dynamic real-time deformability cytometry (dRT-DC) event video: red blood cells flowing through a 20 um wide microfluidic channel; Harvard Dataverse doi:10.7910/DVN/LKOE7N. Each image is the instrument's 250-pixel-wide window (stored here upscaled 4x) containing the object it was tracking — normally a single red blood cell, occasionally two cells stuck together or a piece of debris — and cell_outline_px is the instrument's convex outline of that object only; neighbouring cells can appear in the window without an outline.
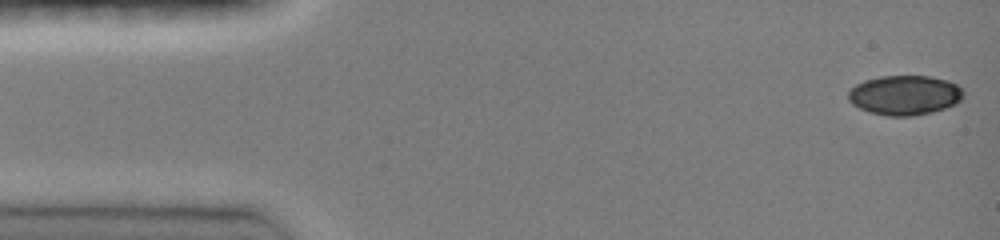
{"species": "common noctule bat (a hibernating species)", "species_latin": "Nyctalus noctula", "temperature_condition": "room temperature", "stored_images_in_passage": 47, "camera_frame_rate_fps": 3000, "um_per_image_px": 0.085, "animal": {"sex": "female", "body_mass_g": 19.0, "forearm_length_mm": 51.5}, "frame": {"image": 1, "passage_image": 1, "time_ms": 0.0, "image_size_px": [1000, 240], "cell_outline_px": [[964, 96], [956, 104], [932, 112], [912, 116], [888, 116], [868, 112], [852, 104], [848, 100], [848, 92], [856, 84], [864, 80], [880, 76], [928, 76], [948, 80], [956, 84], [964, 92]], "centroid_in_image_um": [76.89, 8.09], "position_along_channel_um": 8.1, "area_um2": 26.7}}
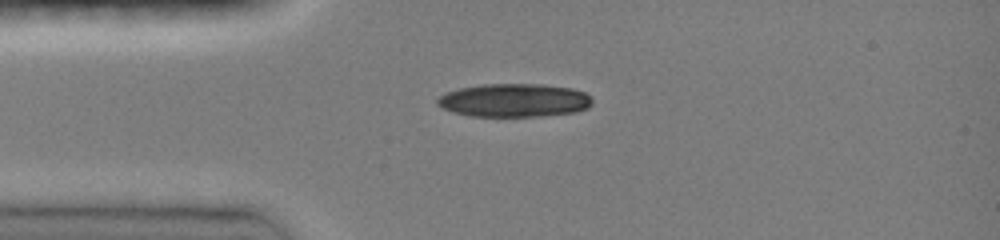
{"frame": {"image": 2, "passage_image": 11, "time_ms": 3.333, "image_size_px": [1000, 240], "cell_outline_px": [[592, 104], [588, 108], [576, 112], [540, 116], [472, 116], [452, 112], [436, 104], [436, 100], [440, 96], [448, 92], [460, 88], [484, 84], [540, 84], [572, 88], [584, 92], [592, 96]], "centroid_in_image_um": [43.74, 8.53], "position_along_channel_um": 41.3, "area_um2": 30.11}}
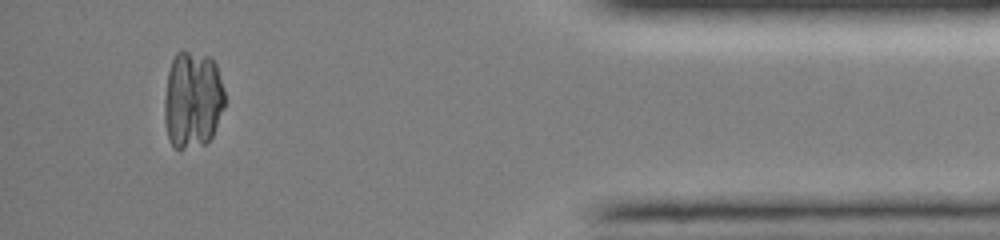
{"frame": {"image": 3, "passage_image": 43, "time_ms": 14.0, "image_size_px": [1000, 240], "cell_outline_px": [[224, 108], [212, 136], [204, 144], [184, 148], [176, 148], [168, 140], [164, 120], [164, 100], [168, 72], [172, 60], [176, 52], [188, 52], [212, 56], [216, 64], [224, 88]], "centroid_in_image_um": [16.37, 8.47], "position_along_channel_um": 418.8, "area_um2": 34.39}}